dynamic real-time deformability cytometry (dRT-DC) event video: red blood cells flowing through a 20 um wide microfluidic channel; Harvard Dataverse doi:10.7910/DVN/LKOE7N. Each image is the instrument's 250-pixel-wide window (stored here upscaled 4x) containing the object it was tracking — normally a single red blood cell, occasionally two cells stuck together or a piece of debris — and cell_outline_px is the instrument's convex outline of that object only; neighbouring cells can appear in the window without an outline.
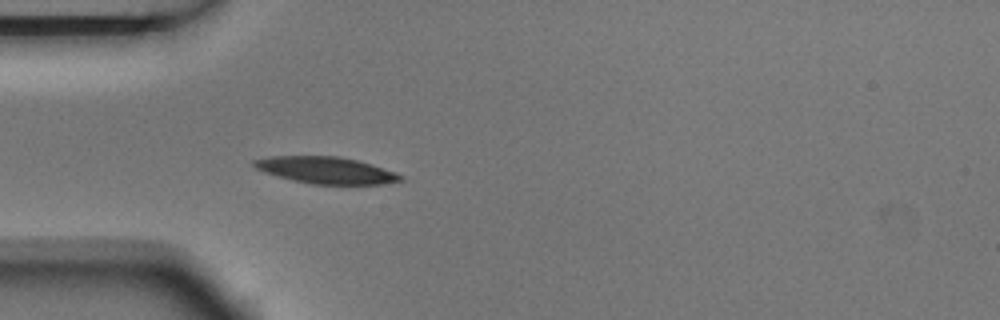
{"species": "Egyptian fruit bat (a non-hibernating species)", "species_latin": "Rousettus aegyptiacus", "temperature_condition": "room temperature", "stored_images_in_passage": 3, "camera_frame_rate_fps": 3000, "um_per_image_px": 0.085, "animal": {"sex": "male"}, "frame": {"image": 1, "passage_image": 3, "time_ms": 0.667, "image_size_px": [1000, 320], "cell_outline_px": [[404, 180], [384, 184], [312, 184], [292, 180], [264, 172], [256, 168], [252, 164], [252, 160], [268, 156], [340, 156], [356, 160], [396, 172], [404, 176]], "centroid_in_image_um": [27.7, 14.47], "position_along_channel_um": 57.3, "area_um2": 22.83}}